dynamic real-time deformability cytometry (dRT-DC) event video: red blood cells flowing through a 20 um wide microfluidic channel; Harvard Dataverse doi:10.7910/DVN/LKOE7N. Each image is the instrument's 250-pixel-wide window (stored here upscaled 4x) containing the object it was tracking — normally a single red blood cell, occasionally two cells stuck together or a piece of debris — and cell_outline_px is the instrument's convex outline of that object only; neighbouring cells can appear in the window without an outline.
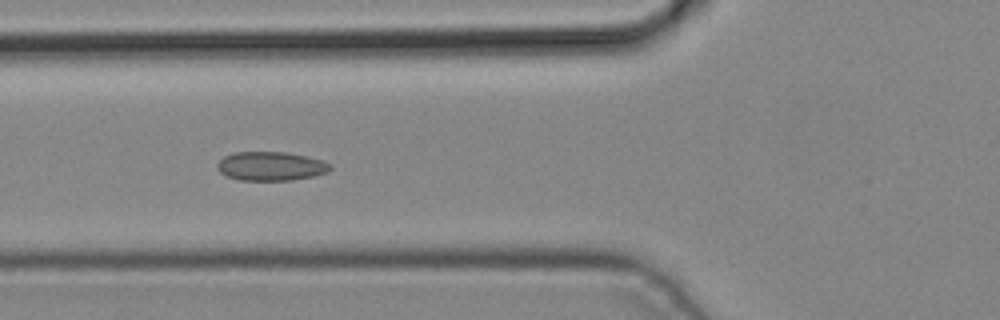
{"species": "common noctule bat (a hibernating species)", "species_latin": "Nyctalus noctula", "temperature_condition": "cold", "stored_images_in_passage": 5, "camera_frame_rate_fps": 3000, "um_per_image_px": 0.085, "animal": {"sex": "male", "body_mass_g": 19.2, "forearm_length_mm": 51.8}, "frame": {"image": 1, "passage_image": 5, "time_ms": 1.333, "image_size_px": [1000, 320], "cell_outline_px": [[332, 168], [328, 172], [312, 176], [292, 180], [240, 180], [224, 176], [216, 168], [216, 164], [224, 156], [232, 152], [284, 152], [308, 156], [332, 164]], "centroid_in_image_um": [22.99, 14.12], "position_along_channel_um": 102.8, "area_um2": 19.19}}